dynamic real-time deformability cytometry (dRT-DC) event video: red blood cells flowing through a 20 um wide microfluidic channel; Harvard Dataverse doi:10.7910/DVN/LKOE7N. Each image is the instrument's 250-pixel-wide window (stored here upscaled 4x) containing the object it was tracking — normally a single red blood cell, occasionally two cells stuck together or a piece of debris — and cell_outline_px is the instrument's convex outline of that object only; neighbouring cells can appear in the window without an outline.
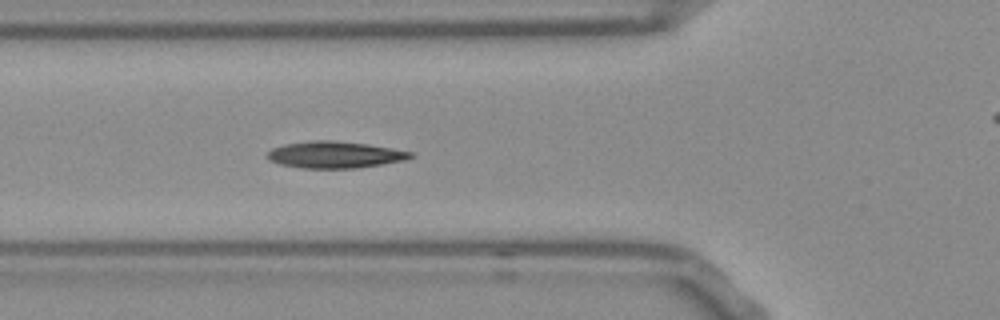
{"species": "Egyptian fruit bat (a non-hibernating species)", "species_latin": "Rousettus aegyptiacus", "temperature_condition": "room temperature", "stored_images_in_passage": 24, "camera_frame_rate_fps": 3000, "um_per_image_px": 0.085, "frame": {"image": 1, "passage_image": 4, "time_ms": 1.0, "image_size_px": [1000, 320], "cell_outline_px": [[412, 156], [404, 160], [356, 168], [300, 168], [280, 164], [268, 160], [268, 152], [272, 148], [284, 144], [316, 140], [328, 140], [364, 144], [412, 152]], "centroid_in_image_um": [28.38, 13.16], "position_along_channel_um": 97.4, "area_um2": 21.79}}
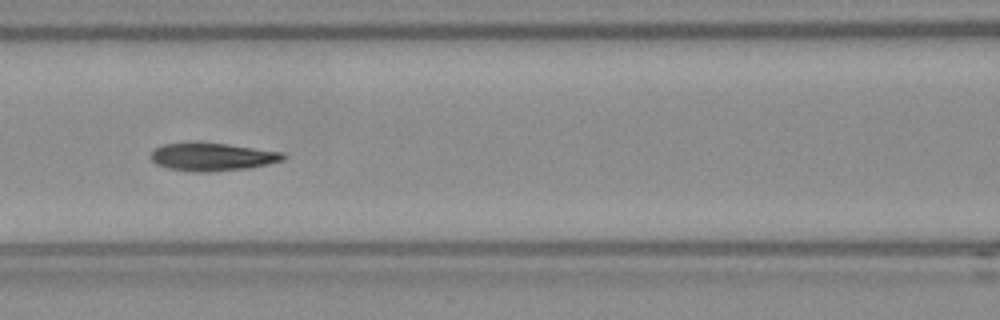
{"frame": {"image": 2, "passage_image": 8, "time_ms": 2.333, "image_size_px": [1000, 320], "cell_outline_px": [[288, 156], [284, 160], [248, 168], [208, 172], [200, 172], [168, 168], [156, 164], [148, 156], [156, 148], [164, 144], [188, 140], [200, 140], [284, 152]], "centroid_in_image_um": [18.02, 13.29], "position_along_channel_um": 148.6, "area_um2": 22.2}}